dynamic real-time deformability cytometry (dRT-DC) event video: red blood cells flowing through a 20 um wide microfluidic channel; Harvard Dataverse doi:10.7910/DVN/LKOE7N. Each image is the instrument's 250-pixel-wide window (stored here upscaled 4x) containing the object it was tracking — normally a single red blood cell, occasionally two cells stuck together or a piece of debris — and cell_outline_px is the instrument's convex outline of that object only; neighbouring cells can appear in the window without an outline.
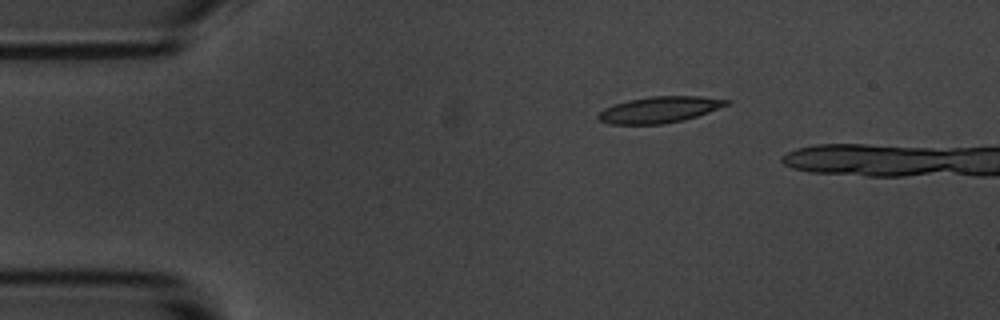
{"species": "common noctule bat (a hibernating species)", "species_latin": "Nyctalus noctula", "temperature_condition": "room temperature", "stored_images_in_passage": 6, "segment_of_instrument_passage": [1, 2], "camera_frame_rate_fps": 3000, "um_per_image_px": 0.085, "animal": {"sex": "male", "body_mass_g": 20.1, "forearm_length_mm": 53.5}, "frame": {"image": 1, "passage_image": 1, "time_ms": 0.0, "image_size_px": [1000, 320], "cell_outline_px": [[732, 100], [728, 104], [708, 112], [684, 120], [664, 124], [608, 124], [600, 120], [596, 116], [604, 108], [628, 100], [652, 96], [700, 96]], "centroid_in_image_um": [56.05, 9.32], "position_along_channel_um": 28.9, "area_um2": 19.48}}
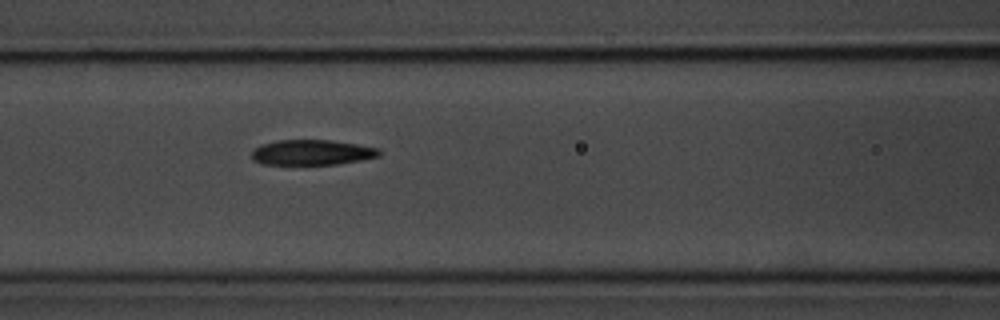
{"frame": {"image": 2, "passage_image": 5, "time_ms": 4.667, "image_size_px": [1000, 320], "cell_outline_px": [[380, 156], [360, 160], [336, 164], [260, 164], [252, 160], [252, 148], [260, 144], [276, 140], [328, 140], [356, 144], [380, 148]], "centroid_in_image_um": [26.46, 12.95], "position_along_channel_um": 140.1, "area_um2": 18.84}}